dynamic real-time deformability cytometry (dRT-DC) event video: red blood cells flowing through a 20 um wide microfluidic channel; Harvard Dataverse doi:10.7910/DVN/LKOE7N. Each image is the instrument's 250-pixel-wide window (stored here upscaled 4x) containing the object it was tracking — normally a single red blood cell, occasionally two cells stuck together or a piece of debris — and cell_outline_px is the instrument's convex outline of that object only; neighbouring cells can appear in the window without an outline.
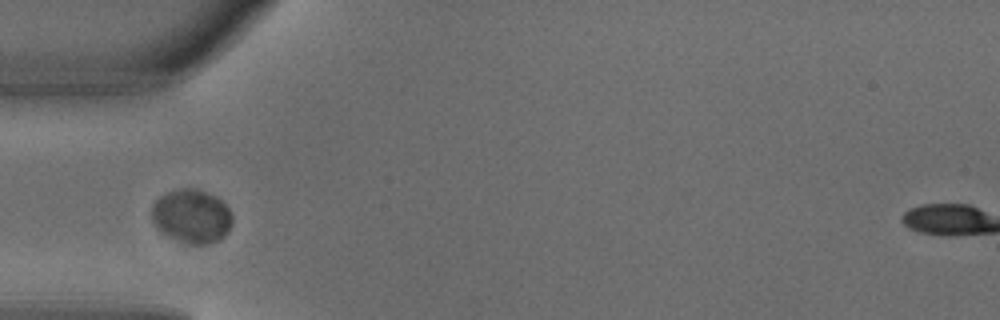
{"species": "common noctule bat (a hibernating species)", "species_latin": "Nyctalus noctula", "temperature_condition": "warm", "stored_images_in_passage": 1, "camera_frame_rate_fps": 3000, "um_per_image_px": 0.085, "animal": {"sex": "male", "body_mass_g": 18.8}, "frame": {"image": 1, "passage_image": 1, "time_ms": 0.0, "image_size_px": [1000, 320], "cell_outline_px": [[232, 224], [224, 236], [208, 244], [188, 244], [168, 236], [160, 232], [156, 228], [152, 220], [152, 208], [156, 200], [160, 196], [168, 192], [184, 188], [192, 188], [204, 192], [220, 200], [228, 208], [232, 216]], "centroid_in_image_um": [16.27, 18.4], "position_along_channel_um": 68.7, "area_um2": 24.91}}